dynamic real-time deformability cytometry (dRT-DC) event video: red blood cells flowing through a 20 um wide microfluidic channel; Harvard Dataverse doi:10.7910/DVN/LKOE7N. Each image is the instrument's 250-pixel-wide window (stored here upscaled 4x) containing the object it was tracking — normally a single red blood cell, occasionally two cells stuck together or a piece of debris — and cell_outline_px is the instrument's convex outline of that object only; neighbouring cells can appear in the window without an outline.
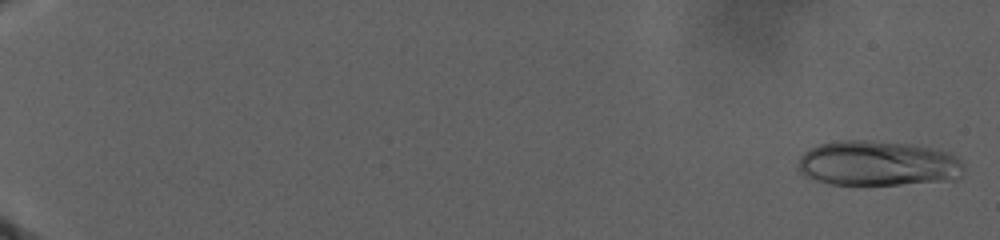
{"species": "human", "species_latin": "Homo sapiens", "temperature_condition": "warm", "stored_images_in_passage": 89, "camera_frame_rate_fps": 3000, "um_per_image_px": 0.085, "donor": {"sex": "male"}, "frame": {"image": 1, "passage_image": 3, "time_ms": 0.667, "image_size_px": [1000, 240], "cell_outline_px": [[964, 172], [956, 180], [900, 184], [832, 184], [816, 180], [804, 176], [796, 168], [800, 156], [804, 152], [820, 144], [840, 140], [872, 140], [912, 144], [952, 152], [964, 160]], "centroid_in_image_um": [74.68, 13.88], "position_along_channel_um": 10.3, "area_um2": 44.16}}
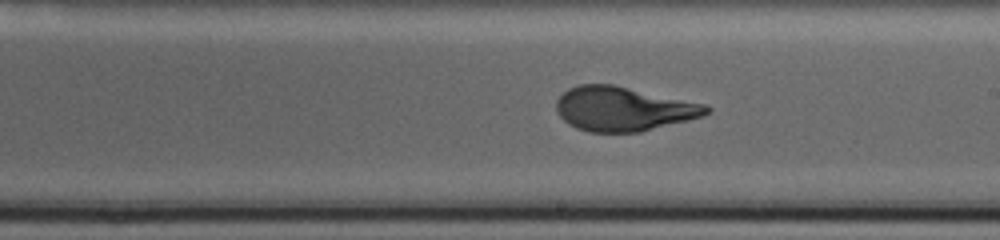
{"frame": {"image": 2, "passage_image": 55, "time_ms": 24.333, "image_size_px": [1000, 240], "cell_outline_px": [[712, 108], [704, 116], [640, 132], [588, 132], [576, 128], [568, 124], [556, 112], [556, 100], [568, 88], [580, 84], [612, 84], [708, 104]], "centroid_in_image_um": [52.99, 9.25], "position_along_channel_um": 236.0, "area_um2": 38.9}}
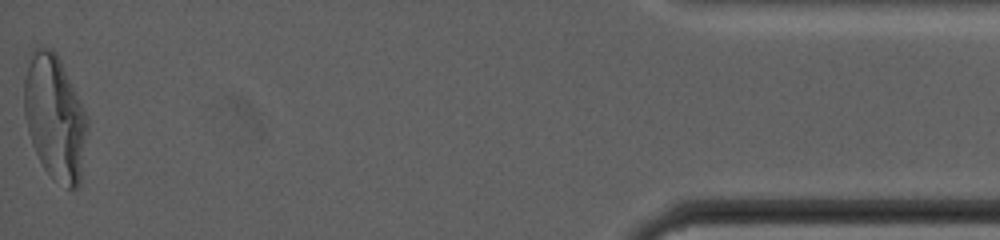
{"frame": {"image": 3, "passage_image": 89, "time_ms": 38.0, "image_size_px": [1000, 240], "cell_outline_px": [[88, 132], [80, 184], [76, 188], [68, 188], [52, 180], [44, 168], [32, 144], [28, 132], [24, 116], [24, 80], [28, 52], [32, 48], [52, 48], [56, 52], [88, 116]], "centroid_in_image_um": [4.66, 9.98], "position_along_channel_um": 430.5, "area_um2": 46.64}}